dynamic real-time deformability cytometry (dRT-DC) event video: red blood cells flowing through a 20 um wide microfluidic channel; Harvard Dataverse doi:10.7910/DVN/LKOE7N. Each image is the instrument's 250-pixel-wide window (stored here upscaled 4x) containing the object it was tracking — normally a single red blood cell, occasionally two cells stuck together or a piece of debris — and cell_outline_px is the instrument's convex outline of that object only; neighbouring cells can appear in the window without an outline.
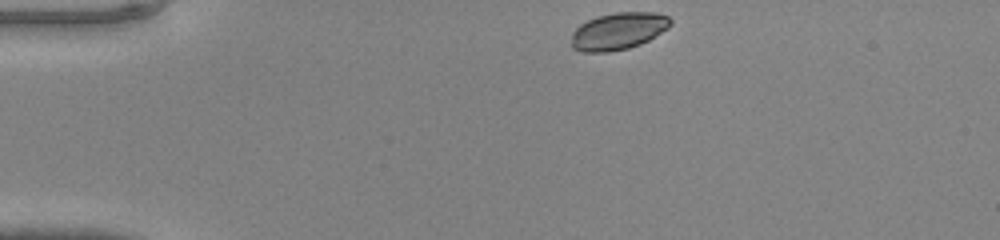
{"species": "common noctule bat (a hibernating species)", "species_latin": "Nyctalus noctula", "temperature_condition": "warm", "stored_images_in_passage": 39, "camera_frame_rate_fps": 3000, "um_per_image_px": 0.085, "animal": {"sex": "male", "body_mass_g": 20.0, "forearm_length_mm": 53.3}, "frame": {"image": 1, "passage_image": 1, "time_ms": 0.0, "image_size_px": [1000, 240], "cell_outline_px": [[672, 24], [668, 28], [648, 40], [640, 44], [628, 48], [608, 52], [580, 52], [572, 48], [572, 32], [580, 24], [596, 16], [616, 12], [656, 12], [668, 16], [672, 20]], "centroid_in_image_um": [52.55, 2.64], "position_along_channel_um": 32.4, "area_um2": 21.56}}
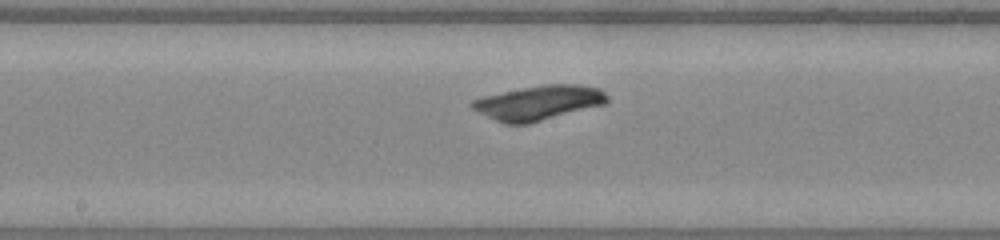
{"frame": {"image": 2, "passage_image": 17, "time_ms": 5.333, "image_size_px": [1000, 240], "cell_outline_px": [[608, 100], [604, 104], [528, 124], [504, 124], [472, 108], [468, 104], [472, 100], [484, 96], [544, 84], [580, 84], [600, 88], [608, 96]], "centroid_in_image_um": [45.8, 8.73], "position_along_channel_um": 202.4, "area_um2": 26.88}}
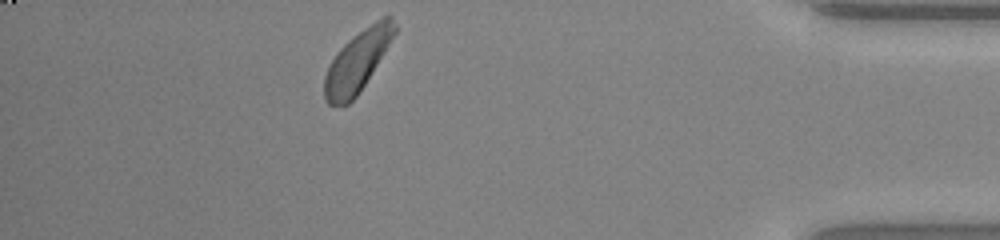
{"frame": {"image": 3, "passage_image": 34, "time_ms": 11.0, "image_size_px": [1000, 240], "cell_outline_px": [[396, 32], [364, 84], [356, 96], [344, 108], [328, 104], [324, 100], [324, 76], [336, 52], [348, 40], [376, 20], [384, 16], [392, 16], [396, 24]], "centroid_in_image_um": [30.34, 5.24], "position_along_channel_um": 404.9, "area_um2": 24.51}}